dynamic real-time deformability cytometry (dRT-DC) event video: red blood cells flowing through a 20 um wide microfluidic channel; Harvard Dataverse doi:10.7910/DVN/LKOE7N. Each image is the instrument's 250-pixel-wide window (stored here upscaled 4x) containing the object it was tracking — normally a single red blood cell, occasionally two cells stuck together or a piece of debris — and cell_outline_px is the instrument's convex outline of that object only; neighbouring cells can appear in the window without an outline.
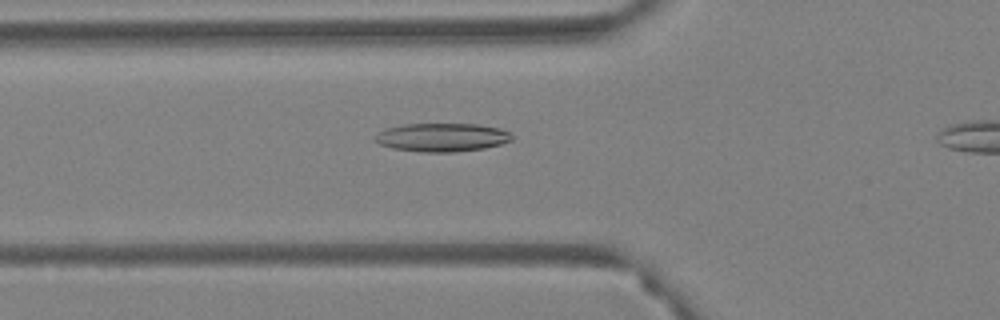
{"species": "Egyptian fruit bat (a non-hibernating species)", "species_latin": "Rousettus aegyptiacus", "temperature_condition": "warm", "stored_images_in_passage": 37, "camera_frame_rate_fps": 3000, "um_per_image_px": 0.085, "animal": {"sex": "female"}, "frame": {"image": 1, "passage_image": 8, "time_ms": 2.333, "image_size_px": [1000, 320], "cell_outline_px": [[512, 140], [500, 144], [484, 148], [456, 152], [420, 152], [392, 148], [380, 144], [376, 140], [376, 132], [384, 128], [404, 124], [476, 124], [500, 128], [508, 132], [512, 136]], "centroid_in_image_um": [37.54, 11.67], "position_along_channel_um": 88.3, "area_um2": 22.72}}
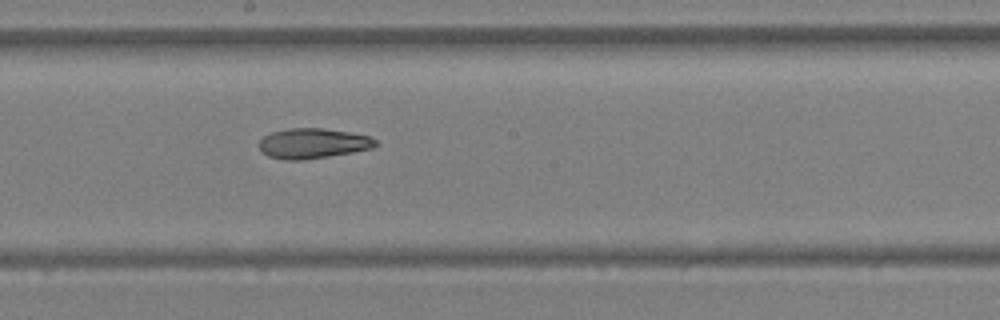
{"frame": {"image": 2, "passage_image": 19, "time_ms": 6.0, "image_size_px": [1000, 320], "cell_outline_px": [[376, 144], [372, 148], [352, 152], [304, 160], [284, 160], [268, 156], [260, 148], [260, 140], [264, 136], [272, 132], [288, 128], [324, 128], [372, 136], [376, 140]], "centroid_in_image_um": [26.6, 12.18], "position_along_channel_um": 221.6, "area_um2": 20.35}}
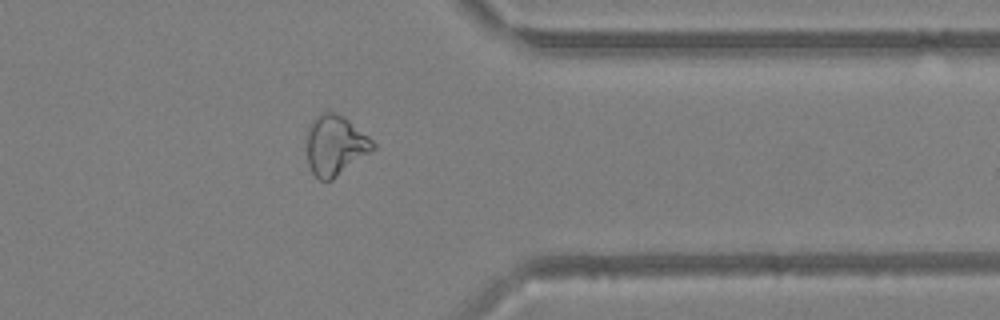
{"frame": {"image": 3, "passage_image": 33, "time_ms": 10.667, "image_size_px": [1000, 320], "cell_outline_px": [[376, 148], [332, 180], [320, 180], [312, 172], [308, 164], [304, 144], [304, 136], [312, 120], [320, 112], [332, 112], [344, 116], [368, 136], [376, 144]], "centroid_in_image_um": [28.44, 12.34], "position_along_channel_um": 383.0, "area_um2": 23.58}}